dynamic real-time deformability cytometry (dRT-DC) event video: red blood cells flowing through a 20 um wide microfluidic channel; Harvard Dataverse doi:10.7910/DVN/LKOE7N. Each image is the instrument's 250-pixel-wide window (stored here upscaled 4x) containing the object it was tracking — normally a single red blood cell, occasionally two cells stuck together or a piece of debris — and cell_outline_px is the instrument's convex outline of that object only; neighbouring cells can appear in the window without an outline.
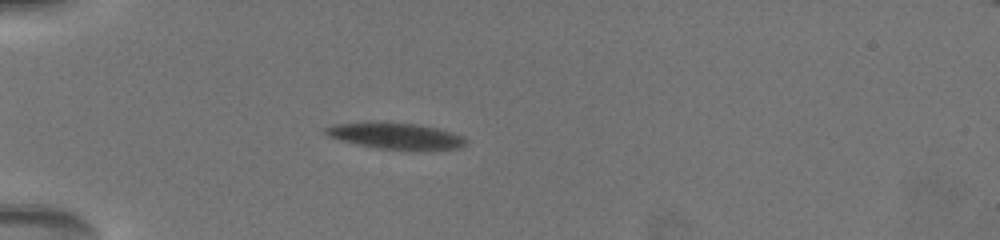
{"species": "common noctule bat (a hibernating species)", "species_latin": "Nyctalus noctula", "temperature_condition": "warm", "stored_images_in_passage": 49, "camera_frame_rate_fps": 3000, "um_per_image_px": 0.085, "animal": {"sex": "female", "body_mass_g": 19.5, "forearm_length_mm": 54.1}, "frame": {"image": 1, "passage_image": 9, "time_ms": 5.667, "image_size_px": [1000, 240], "cell_outline_px": [[468, 140], [464, 144], [456, 148], [380, 148], [340, 140], [328, 136], [324, 132], [324, 128], [336, 124], [368, 120], [416, 124], [436, 128], [464, 136]], "centroid_in_image_um": [33.53, 11.49], "position_along_channel_um": 51.5, "area_um2": 20.92}}
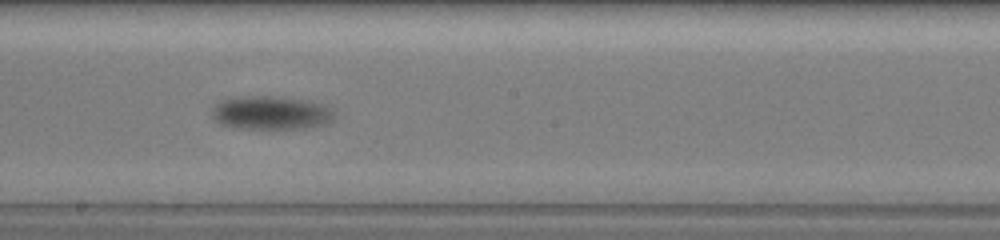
{"frame": {"image": 2, "passage_image": 25, "time_ms": 11.333, "image_size_px": [1000, 240], "cell_outline_px": [[332, 120], [328, 124], [304, 128], [232, 128], [220, 124], [212, 116], [212, 112], [216, 104], [224, 100], [264, 96], [268, 96], [304, 100], [328, 104], [332, 112]], "centroid_in_image_um": [23.08, 9.61], "position_along_channel_um": 225.1, "area_um2": 23.41}}
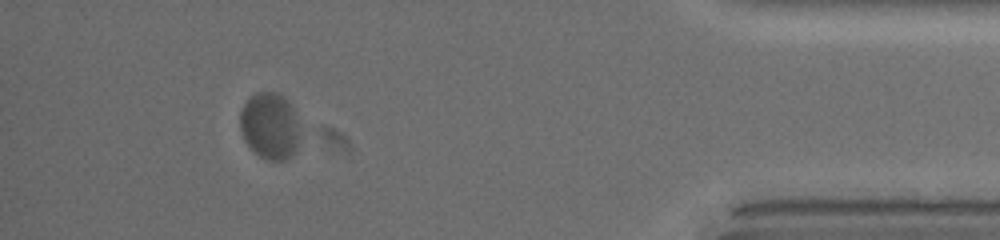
{"frame": {"image": 3, "passage_image": 44, "time_ms": 18.0, "image_size_px": [1000, 240], "cell_outline_px": [[296, 148], [292, 156], [284, 160], [268, 160], [260, 156], [244, 140], [240, 128], [240, 108], [248, 96], [256, 92], [276, 92], [284, 96], [288, 100], [296, 112]], "centroid_in_image_um": [22.88, 10.65], "position_along_channel_um": 412.3, "area_um2": 23.12}, "authors_computed_cell_mechanics": {"area_um2": 22.4264, "velocity_mm_per_s": 3.5128, "shape_relaxation_time_tau1_ms": 3.0352, "shape_relaxation_time_tau2_ms": null, "deformation_change_tau1": 0.1515, "deformation_change_tau2": null}}